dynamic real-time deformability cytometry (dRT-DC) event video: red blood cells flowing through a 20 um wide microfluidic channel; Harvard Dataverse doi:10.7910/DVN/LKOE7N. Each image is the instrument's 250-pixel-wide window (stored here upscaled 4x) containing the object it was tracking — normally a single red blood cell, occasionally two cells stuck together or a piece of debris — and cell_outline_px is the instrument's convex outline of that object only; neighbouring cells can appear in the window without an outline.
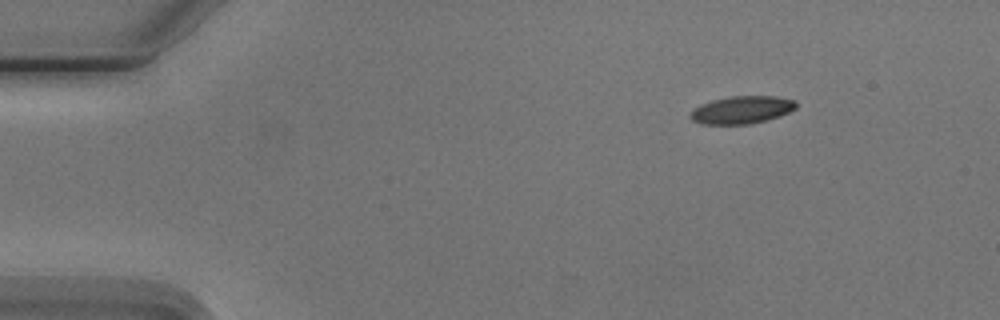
{"species": "Egyptian fruit bat (a non-hibernating species)", "species_latin": "Rousettus aegyptiacus", "temperature_condition": "cold", "stored_images_in_passage": 8, "camera_frame_rate_fps": 3000, "um_per_image_px": 0.085, "animal": {"sex": "male"}, "frame": {"image": 1, "passage_image": 1, "time_ms": 0.0, "image_size_px": [1000, 320], "cell_outline_px": [[796, 108], [780, 116], [748, 124], [704, 124], [692, 120], [688, 116], [692, 108], [700, 104], [712, 100], [728, 96], [772, 96], [792, 100], [796, 104]], "centroid_in_image_um": [62.97, 9.33], "position_along_channel_um": 22.0, "area_um2": 16.94}}
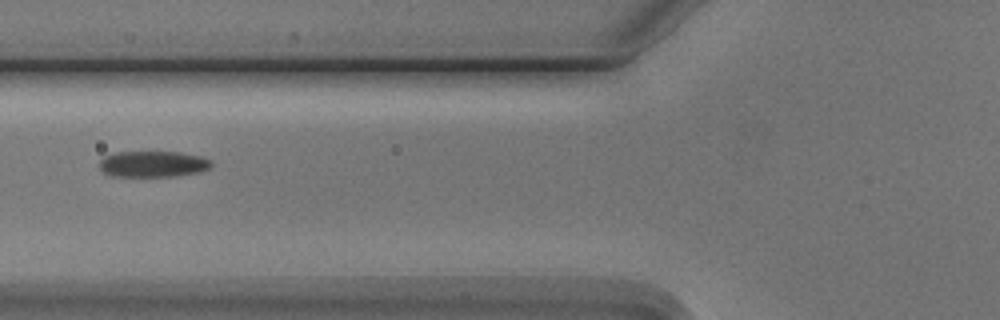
{"frame": {"image": 2, "passage_image": 5, "time_ms": 4.667, "image_size_px": [1000, 320], "cell_outline_px": [[212, 164], [208, 168], [200, 172], [176, 176], [112, 176], [104, 172], [100, 168], [100, 160], [104, 156], [116, 152], [180, 152], [200, 156], [212, 160]], "centroid_in_image_um": [13.01, 13.94], "position_along_channel_um": 112.8, "area_um2": 16.99}}
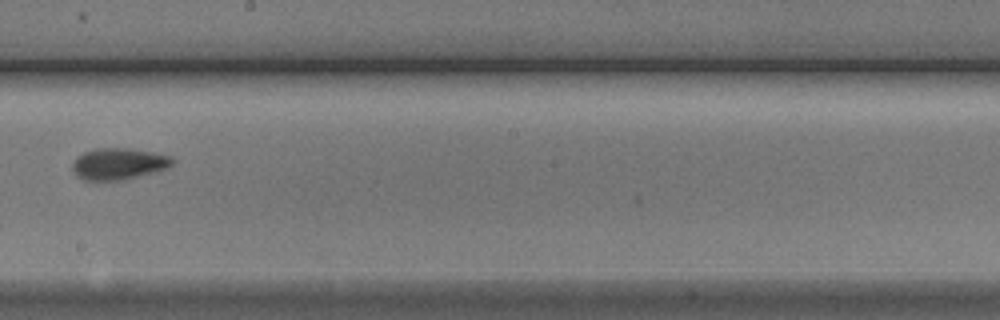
{"frame": {"image": 3, "passage_image": 8, "time_ms": 8.0, "image_size_px": [1000, 320], "cell_outline_px": [[176, 160], [168, 168], [156, 172], [124, 180], [84, 180], [76, 176], [72, 168], [72, 164], [76, 156], [84, 152], [96, 148], [132, 148], [172, 156]], "centroid_in_image_um": [10.1, 13.92], "position_along_channel_um": 238.1, "area_um2": 18.67}}